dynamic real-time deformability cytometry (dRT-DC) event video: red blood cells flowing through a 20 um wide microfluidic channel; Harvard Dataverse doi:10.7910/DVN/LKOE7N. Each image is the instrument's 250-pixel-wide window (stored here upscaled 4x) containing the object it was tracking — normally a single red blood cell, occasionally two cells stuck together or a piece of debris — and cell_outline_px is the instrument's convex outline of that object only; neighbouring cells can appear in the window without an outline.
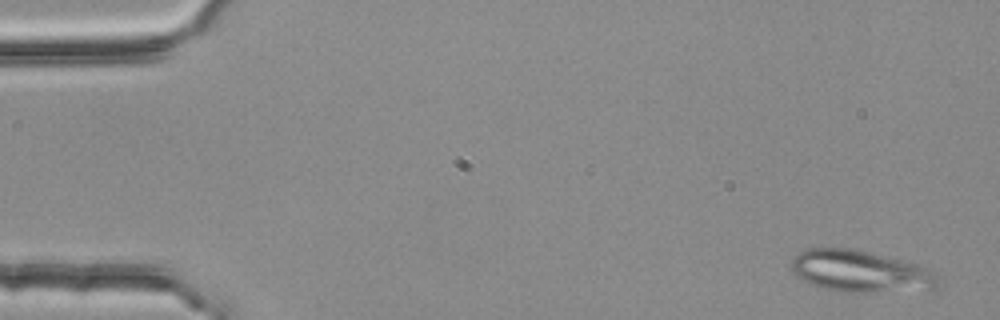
{"species": "common noctule bat (a hibernating species)", "species_latin": "Nyctalus noctula", "temperature_condition": "room temperature", "stored_images_in_passage": 3, "camera_frame_rate_fps": 3000, "um_per_image_px": 0.085, "animal": {"sex": "female", "body_mass_g": 25.1}, "frame": {"image": 1, "passage_image": 1, "time_ms": 0.0, "image_size_px": [1000, 320], "cell_outline_px": [[940, 276], [936, 284], [932, 288], [868, 292], [840, 292], [824, 288], [800, 280], [792, 268], [792, 260], [804, 248], [852, 248], [916, 264], [936, 272]], "centroid_in_image_um": [73.08, 23.05], "position_along_channel_um": 11.9, "area_um2": 35.08}}